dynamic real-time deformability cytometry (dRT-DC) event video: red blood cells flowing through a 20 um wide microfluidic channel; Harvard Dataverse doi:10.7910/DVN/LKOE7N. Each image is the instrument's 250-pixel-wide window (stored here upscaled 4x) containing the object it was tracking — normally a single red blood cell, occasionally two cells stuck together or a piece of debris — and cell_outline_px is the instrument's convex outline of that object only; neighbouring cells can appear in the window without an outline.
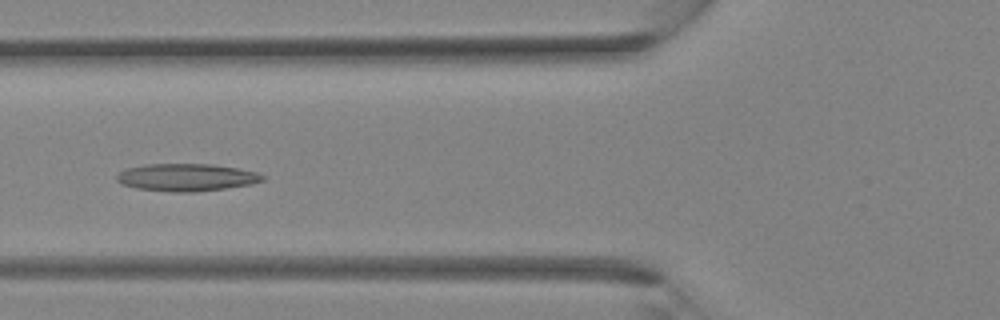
{"species": "Egyptian fruit bat (a non-hibernating species)", "species_latin": "Rousettus aegyptiacus", "temperature_condition": "room temperature", "stored_images_in_passage": 26, "camera_frame_rate_fps": 3000, "um_per_image_px": 0.085, "animal": {"sex": "female"}, "frame": {"image": 1, "passage_image": 6, "time_ms": 1.667, "image_size_px": [1000, 320], "cell_outline_px": [[264, 180], [252, 184], [224, 188], [192, 192], [172, 192], [136, 188], [124, 184], [116, 180], [116, 176], [120, 172], [128, 168], [144, 164], [212, 164], [236, 168], [256, 172], [264, 176]], "centroid_in_image_um": [15.85, 15.07], "position_along_channel_um": 110.0, "area_um2": 23.12}}
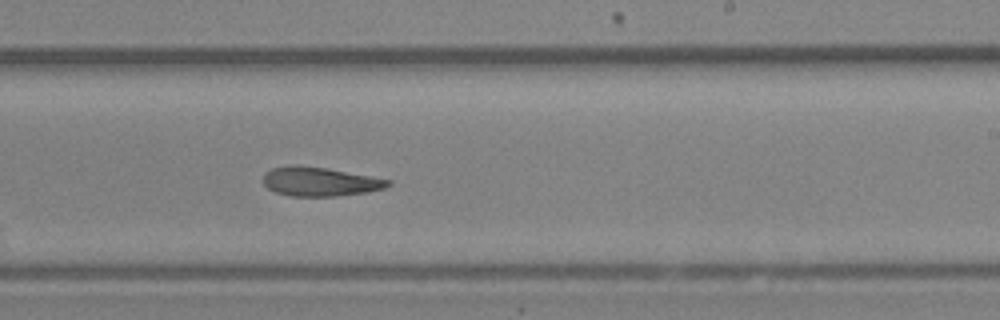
{"frame": {"image": 2, "passage_image": 14, "time_ms": 4.333, "image_size_px": [1000, 320], "cell_outline_px": [[392, 184], [384, 188], [364, 192], [336, 196], [292, 196], [276, 192], [268, 188], [264, 184], [264, 172], [272, 168], [296, 164], [324, 168], [392, 180]], "centroid_in_image_um": [27.16, 15.43], "position_along_channel_um": 261.8, "area_um2": 20.87}}
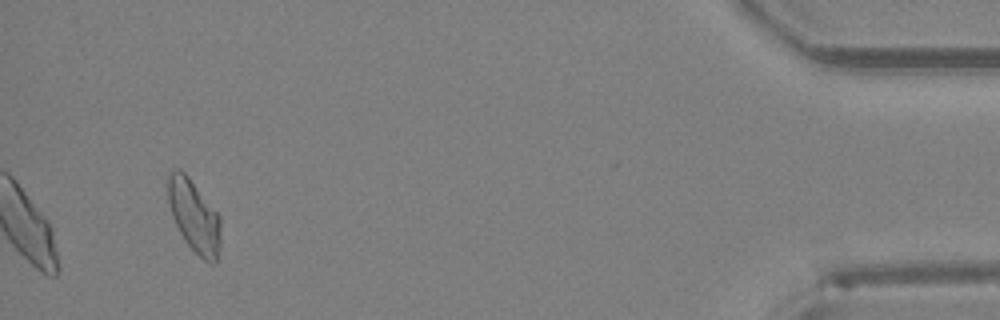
{"frame": {"image": 3, "passage_image": 26, "time_ms": 8.333, "image_size_px": [1000, 320], "cell_outline_px": [[220, 244], [216, 264], [212, 264], [204, 260], [188, 244], [180, 232], [172, 216], [168, 200], [168, 172], [176, 168], [180, 168], [188, 176], [220, 216]], "centroid_in_image_um": [16.5, 18.35], "position_along_channel_um": 418.7, "area_um2": 22.02}}